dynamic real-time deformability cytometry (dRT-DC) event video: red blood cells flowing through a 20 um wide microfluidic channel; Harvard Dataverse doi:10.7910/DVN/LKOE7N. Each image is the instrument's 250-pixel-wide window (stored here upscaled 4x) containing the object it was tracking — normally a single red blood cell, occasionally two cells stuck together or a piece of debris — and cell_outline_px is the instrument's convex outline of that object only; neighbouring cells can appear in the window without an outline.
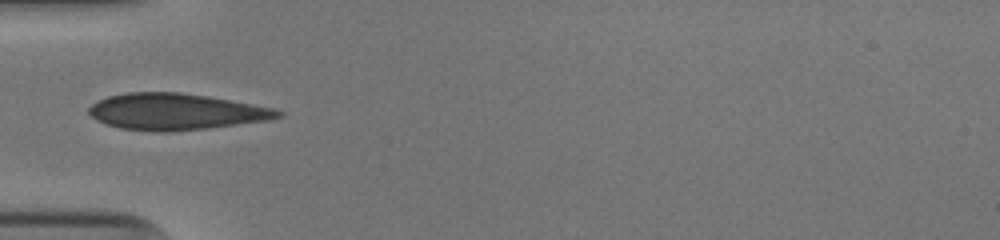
{"species": "human", "species_latin": "Homo sapiens", "temperature_condition": "cold", "stored_images_in_passage": 33, "camera_frame_rate_fps": 3000, "um_per_image_px": 0.085, "donor": {"sex": "male"}, "frame": {"image": 1, "passage_image": 1, "time_ms": 0.0, "image_size_px": [1000, 240], "cell_outline_px": [[284, 116], [268, 120], [208, 128], [168, 132], [152, 132], [120, 128], [104, 124], [96, 120], [88, 112], [88, 108], [96, 100], [108, 96], [128, 92], [180, 92], [208, 96], [276, 108], [284, 112]], "centroid_in_image_um": [14.94, 9.49], "position_along_channel_um": 70.1, "area_um2": 40.46}}
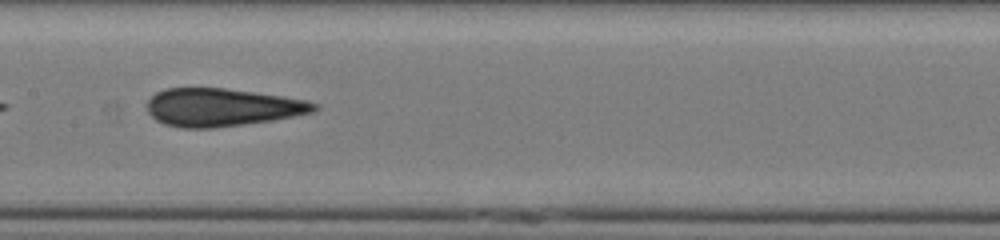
{"frame": {"image": 2, "passage_image": 10, "time_ms": 3.0, "image_size_px": [1000, 240], "cell_outline_px": [[320, 108], [312, 112], [272, 120], [212, 128], [180, 128], [164, 124], [156, 120], [148, 112], [148, 100], [156, 92], [164, 88], [224, 88], [284, 96], [308, 100], [320, 104]], "centroid_in_image_um": [18.88, 9.12], "position_along_channel_um": 188.5, "area_um2": 36.93}}
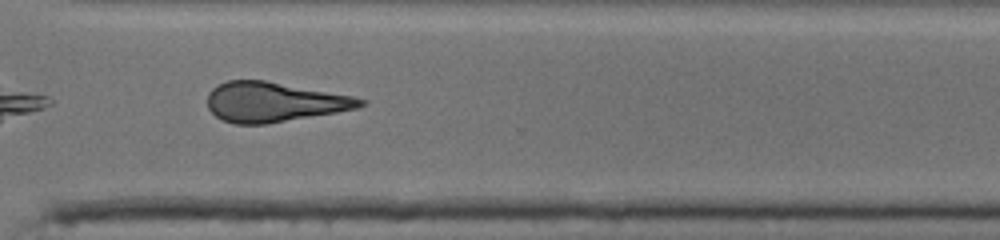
{"frame": {"image": 3, "passage_image": 22, "time_ms": 7.0, "image_size_px": [1000, 240], "cell_outline_px": [[368, 104], [356, 108], [336, 112], [268, 124], [236, 124], [224, 120], [216, 116], [208, 108], [208, 92], [212, 88], [228, 80], [264, 80], [352, 96], [368, 100]], "centroid_in_image_um": [23.29, 8.67], "position_along_channel_um": 347.3, "area_um2": 35.2}, "authors_computed_cell_mechanics": {"area_um2": 36.3562, "velocity_mm_per_s": 3.9748, "shape_relaxation_time_tau1_ms": 4.2747, "shape_relaxation_time_tau2_ms": 3.5647, "deformation_change_tau1": 0.1094, "deformation_change_tau2": 0.0761}}